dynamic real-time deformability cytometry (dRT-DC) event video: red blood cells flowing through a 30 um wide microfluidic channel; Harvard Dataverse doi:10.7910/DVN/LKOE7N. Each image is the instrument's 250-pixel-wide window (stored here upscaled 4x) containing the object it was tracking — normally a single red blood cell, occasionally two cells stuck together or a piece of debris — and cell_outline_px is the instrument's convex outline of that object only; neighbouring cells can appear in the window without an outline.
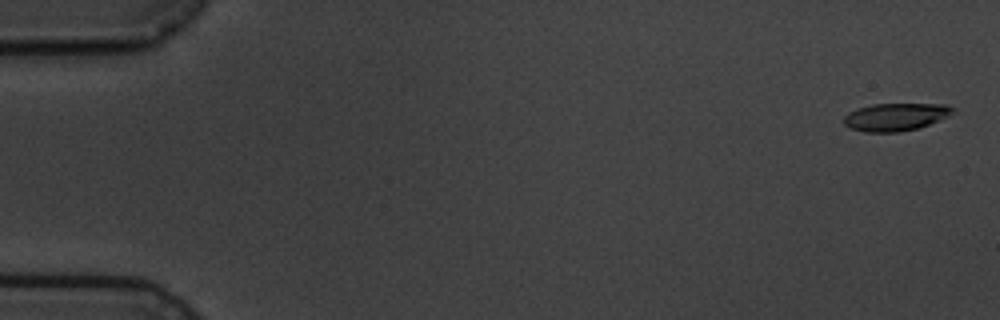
{"species": "common noctule bat (a hibernating species)", "species_latin": "Nyctalus noctula", "temperature_condition": "cold", "stored_images_in_passage": 4, "camera_frame_rate_fps": 3000, "um_per_image_px": 0.085, "animal": {"sex": "male", "body_mass_g": 19.5, "forearm_length_mm": 54.6}, "frame": {"image": 1, "passage_image": 1, "time_ms": 0.0, "image_size_px": [1000, 320], "cell_outline_px": [[956, 108], [948, 116], [920, 128], [900, 132], [864, 132], [848, 128], [844, 124], [844, 116], [848, 112], [856, 108], [872, 104], [944, 104]], "centroid_in_image_um": [76.09, 9.94], "position_along_channel_um": 8.9, "area_um2": 17.74}}